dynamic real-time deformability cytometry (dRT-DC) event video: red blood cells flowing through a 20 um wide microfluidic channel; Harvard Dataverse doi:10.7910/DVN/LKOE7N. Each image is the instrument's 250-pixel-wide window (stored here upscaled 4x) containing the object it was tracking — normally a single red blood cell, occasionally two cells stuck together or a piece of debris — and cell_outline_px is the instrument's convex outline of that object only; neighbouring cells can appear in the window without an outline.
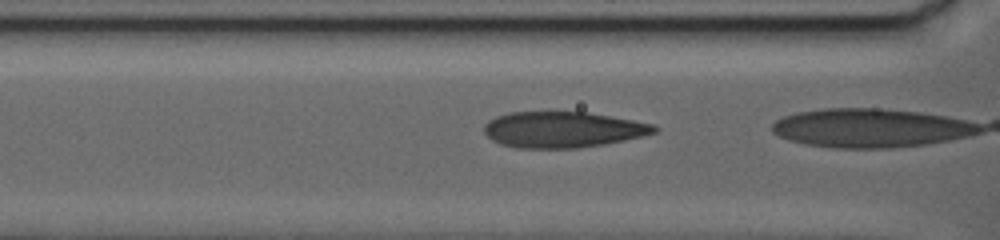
{"species": "human", "species_latin": "Homo sapiens", "temperature_condition": "warm", "stored_images_in_passage": 59, "camera_frame_rate_fps": 3000, "um_per_image_px": 0.085, "donor": {"sex": "female"}, "frame": {"image": 1, "passage_image": 58, "time_ms": 22.333, "image_size_px": [1000, 240], "cell_outline_px": [[660, 128], [656, 132], [644, 136], [604, 144], [576, 148], [516, 148], [500, 144], [492, 140], [484, 132], [484, 124], [488, 120], [496, 116], [508, 112], [556, 108], [588, 112], [632, 120], [652, 124]], "centroid_in_image_um": [47.78, 10.96], "position_along_channel_um": 118.8, "area_um2": 36.88}}